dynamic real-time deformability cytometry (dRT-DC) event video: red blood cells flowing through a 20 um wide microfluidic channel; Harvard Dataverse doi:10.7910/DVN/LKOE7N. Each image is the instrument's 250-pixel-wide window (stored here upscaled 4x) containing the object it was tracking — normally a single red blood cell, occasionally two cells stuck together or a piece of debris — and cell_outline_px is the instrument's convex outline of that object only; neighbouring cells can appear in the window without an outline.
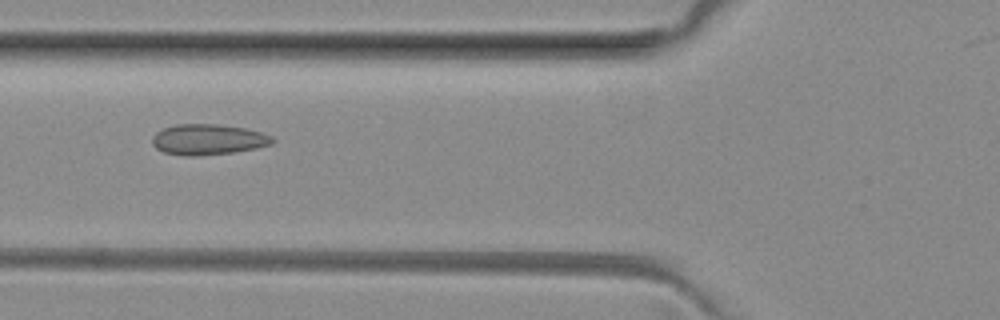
{"species": "common noctule bat (a hibernating species)", "species_latin": "Nyctalus noctula", "temperature_condition": "room temperature", "stored_images_in_passage": 41, "camera_frame_rate_fps": 3000, "um_per_image_px": 0.085, "animal": {"sex": "female", "body_mass_g": 29.2, "forearm_length_mm": 56.3}, "frame": {"image": 1, "passage_image": 13, "time_ms": 4.0, "image_size_px": [1000, 320], "cell_outline_px": [[276, 140], [272, 144], [256, 148], [236, 152], [200, 156], [184, 156], [164, 152], [156, 148], [152, 144], [152, 136], [156, 132], [164, 128], [176, 124], [220, 124], [244, 128], [260, 132], [272, 136]], "centroid_in_image_um": [17.69, 11.86], "position_along_channel_um": 108.1, "area_um2": 21.68}}
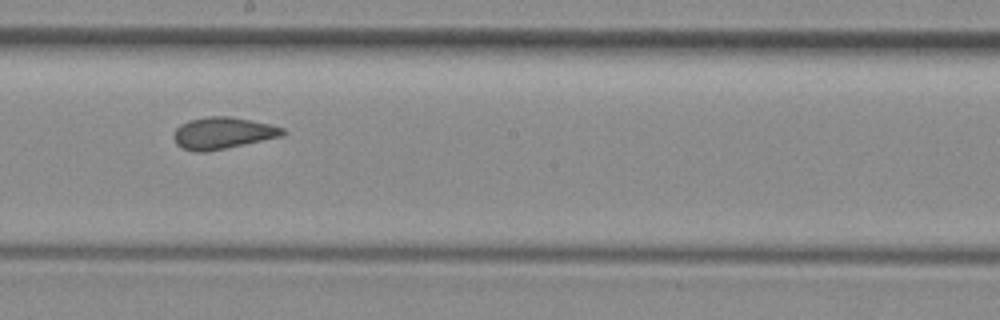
{"frame": {"image": 2, "passage_image": 22, "time_ms": 7.0, "image_size_px": [1000, 320], "cell_outline_px": [[288, 132], [284, 136], [204, 152], [196, 152], [180, 148], [176, 144], [172, 136], [176, 128], [180, 124], [188, 120], [208, 116], [228, 116], [252, 120], [272, 124], [284, 128]], "centroid_in_image_um": [18.94, 11.3], "position_along_channel_um": 229.3, "area_um2": 20.4}}
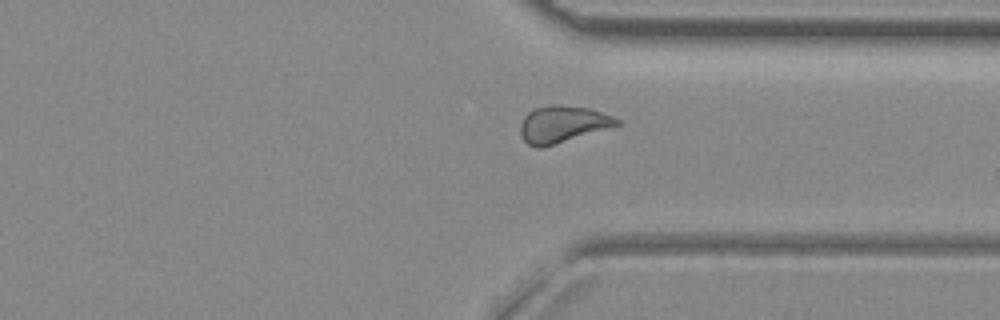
{"frame": {"image": 3, "passage_image": 32, "time_ms": 10.333, "image_size_px": [1000, 320], "cell_outline_px": [[620, 124], [540, 148], [536, 148], [528, 144], [520, 136], [520, 124], [524, 116], [528, 112], [536, 108], [552, 104], [560, 104], [588, 108], [612, 116], [620, 120]], "centroid_in_image_um": [47.76, 10.54], "position_along_channel_um": 363.6, "area_um2": 20.35}, "authors_computed_cell_mechanics": {"area_um2": 20.4034, "velocity_mm_per_s": 4.0375, "shape_relaxation_time_tau1_ms": null, "shape_relaxation_time_tau2_ms": 1.5198, "deformation_change_tau1": null, "deformation_change_tau2": 0.0681}}